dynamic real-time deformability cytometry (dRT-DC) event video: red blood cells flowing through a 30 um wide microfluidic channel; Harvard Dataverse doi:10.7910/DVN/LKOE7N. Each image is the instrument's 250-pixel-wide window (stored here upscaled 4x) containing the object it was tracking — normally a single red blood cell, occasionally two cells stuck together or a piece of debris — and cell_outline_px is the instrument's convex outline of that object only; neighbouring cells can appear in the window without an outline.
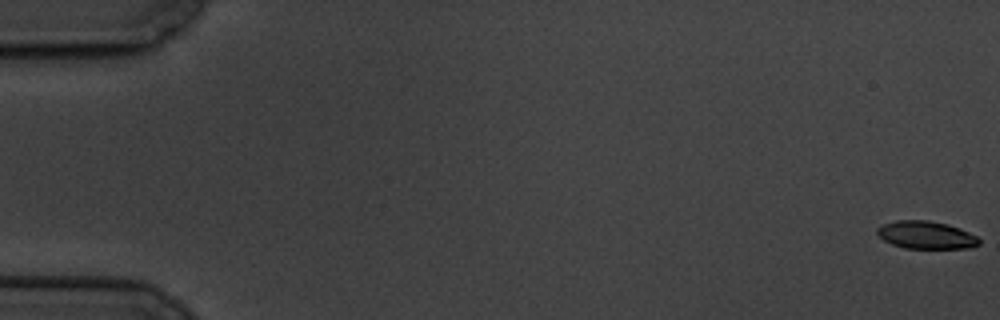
{"species": "common noctule bat (a hibernating species)", "species_latin": "Nyctalus noctula", "temperature_condition": "cold", "stored_images_in_passage": 6, "camera_frame_rate_fps": 3000, "um_per_image_px": 0.085, "animal": {"sex": "male", "body_mass_g": 19.5, "forearm_length_mm": 54.6}, "frame": {"image": 1, "passage_image": 1, "time_ms": 0.0, "image_size_px": [1000, 320], "cell_outline_px": [[980, 244], [972, 248], [904, 248], [892, 244], [884, 240], [876, 232], [876, 228], [884, 224], [896, 220], [928, 220], [948, 224], [960, 228], [976, 236], [980, 240]], "centroid_in_image_um": [78.73, 19.97], "position_along_channel_um": 6.3, "area_um2": 16.47}}
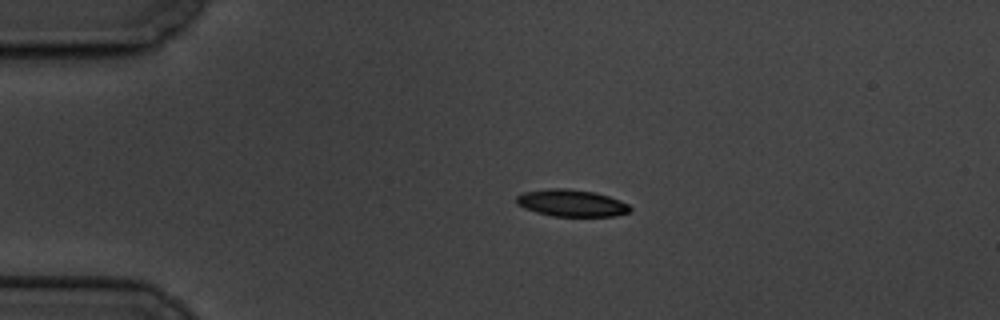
{"frame": {"image": 2, "passage_image": 4, "time_ms": 4.333, "image_size_px": [1000, 320], "cell_outline_px": [[632, 208], [628, 212], [616, 216], [552, 216], [536, 212], [524, 208], [516, 204], [516, 196], [524, 192], [548, 188], [568, 188], [596, 192], [620, 200], [628, 204]], "centroid_in_image_um": [48.56, 17.25], "position_along_channel_um": 36.4, "area_um2": 17.98}}
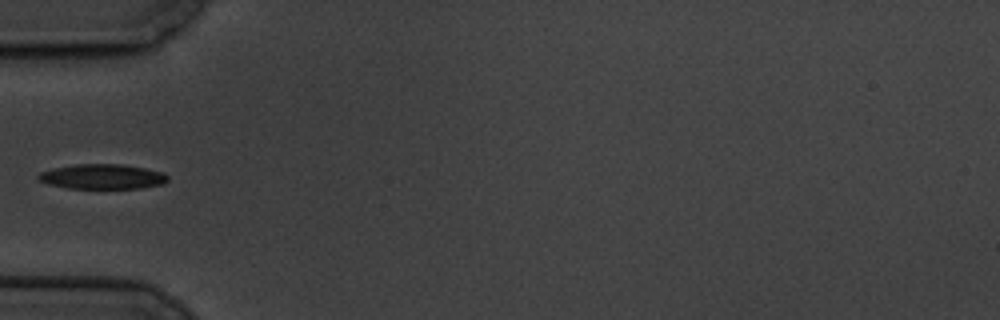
{"frame": {"image": 3, "passage_image": 6, "time_ms": 6.667, "image_size_px": [1000, 320], "cell_outline_px": [[168, 180], [164, 184], [140, 188], [68, 188], [48, 184], [36, 180], [36, 176], [40, 172], [52, 168], [76, 164], [120, 164], [144, 168], [164, 172], [168, 176]], "centroid_in_image_um": [8.68, 15.01], "position_along_channel_um": 76.3, "area_um2": 18.9}}